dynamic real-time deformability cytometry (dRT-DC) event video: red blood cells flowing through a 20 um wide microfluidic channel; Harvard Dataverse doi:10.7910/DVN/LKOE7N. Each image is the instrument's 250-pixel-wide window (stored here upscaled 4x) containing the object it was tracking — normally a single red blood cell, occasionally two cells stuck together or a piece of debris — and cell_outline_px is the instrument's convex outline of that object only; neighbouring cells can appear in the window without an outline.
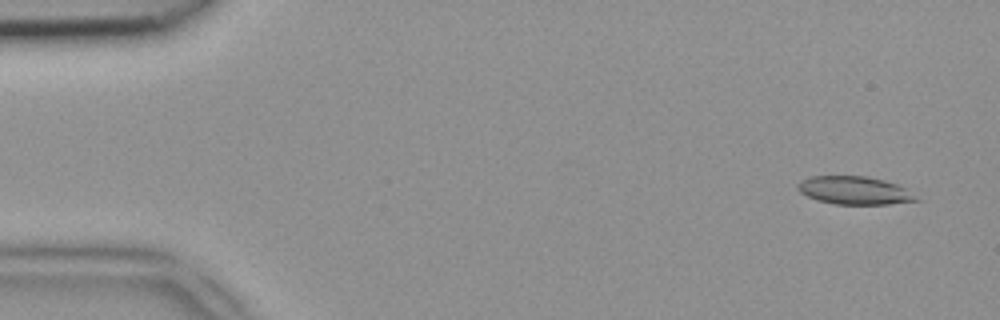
{"species": "common noctule bat (a hibernating species)", "species_latin": "Nyctalus noctula", "temperature_condition": "room temperature", "stored_images_in_passage": 48, "camera_frame_rate_fps": 3000, "um_per_image_px": 0.085, "animal": {"sex": "female", "body_mass_g": 18.4}, "frame": {"image": 1, "passage_image": 3, "time_ms": 0.667, "image_size_px": [1000, 320], "cell_outline_px": [[920, 200], [888, 204], [836, 204], [816, 200], [800, 192], [796, 188], [796, 184], [800, 180], [808, 176], [868, 176], [884, 180], [896, 184], [904, 188]], "centroid_in_image_um": [72.55, 16.17], "position_along_channel_um": 12.4, "area_um2": 19.31}}
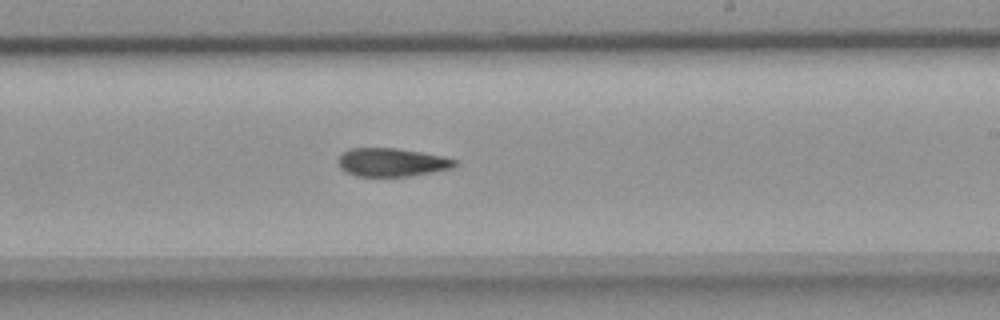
{"frame": {"image": 2, "passage_image": 29, "time_ms": 9.333, "image_size_px": [1000, 320], "cell_outline_px": [[460, 164], [452, 168], [432, 172], [408, 176], [356, 176], [344, 172], [340, 168], [340, 156], [344, 152], [352, 148], [396, 148], [444, 156], [456, 160]], "centroid_in_image_um": [33.34, 13.8], "position_along_channel_um": 255.7, "area_um2": 19.19}}
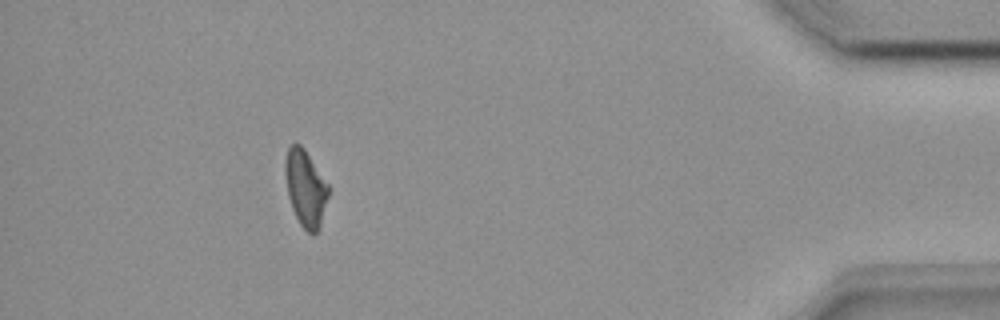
{"frame": {"image": 3, "passage_image": 44, "time_ms": 14.333, "image_size_px": [1000, 320], "cell_outline_px": [[328, 196], [320, 224], [316, 232], [308, 232], [300, 224], [292, 208], [288, 196], [284, 172], [284, 160], [288, 148], [292, 144], [300, 144], [304, 148], [328, 184]], "centroid_in_image_um": [25.94, 15.95], "position_along_channel_um": 409.3, "area_um2": 18.96}}